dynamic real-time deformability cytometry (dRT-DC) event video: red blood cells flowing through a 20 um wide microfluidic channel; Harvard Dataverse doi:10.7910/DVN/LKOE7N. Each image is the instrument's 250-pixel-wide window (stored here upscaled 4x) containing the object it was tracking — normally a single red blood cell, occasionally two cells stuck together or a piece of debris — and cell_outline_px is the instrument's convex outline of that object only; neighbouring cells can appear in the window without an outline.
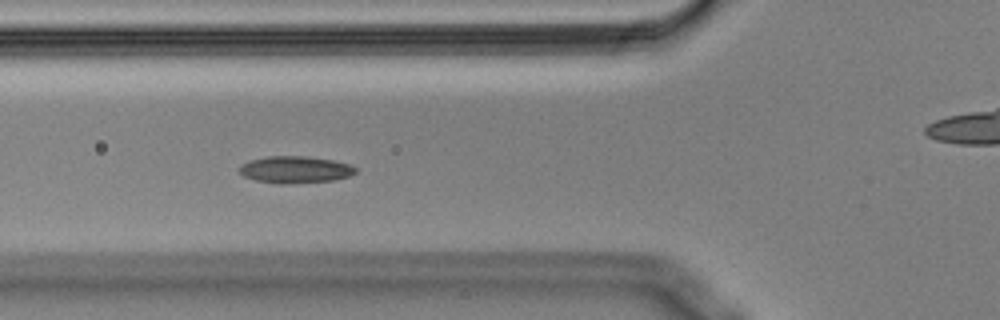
{"species": "Egyptian fruit bat (a non-hibernating species)", "species_latin": "Rousettus aegyptiacus", "temperature_condition": "cold", "stored_images_in_passage": 57, "camera_frame_rate_fps": 3000, "um_per_image_px": 0.085, "animal": {"sex": "male"}, "frame": {"image": 1, "passage_image": 20, "time_ms": 6.333, "image_size_px": [1000, 320], "cell_outline_px": [[356, 172], [348, 176], [332, 180], [280, 184], [256, 180], [244, 176], [240, 172], [240, 164], [248, 160], [268, 156], [304, 156], [332, 160], [348, 164], [356, 168]], "centroid_in_image_um": [25.05, 14.4], "position_along_channel_um": 100.8, "area_um2": 17.98}}
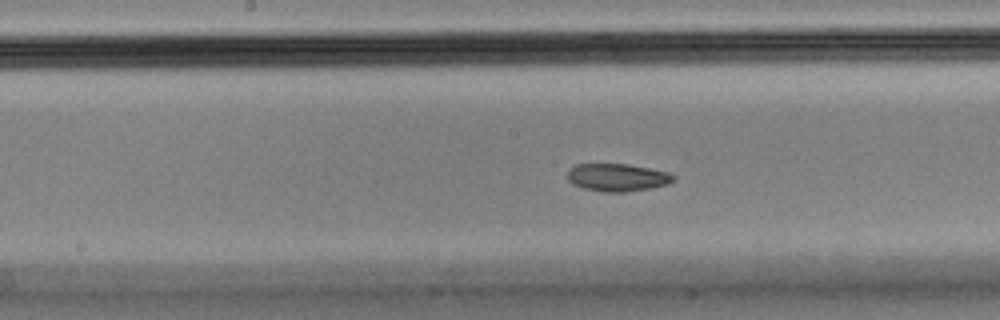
{"frame": {"image": 2, "passage_image": 28, "time_ms": 9.0, "image_size_px": [1000, 320], "cell_outline_px": [[676, 176], [668, 184], [652, 188], [624, 192], [604, 192], [584, 188], [572, 184], [568, 180], [568, 168], [576, 164], [628, 164], [668, 172]], "centroid_in_image_um": [52.45, 15.08], "position_along_channel_um": 195.7, "area_um2": 17.11}}
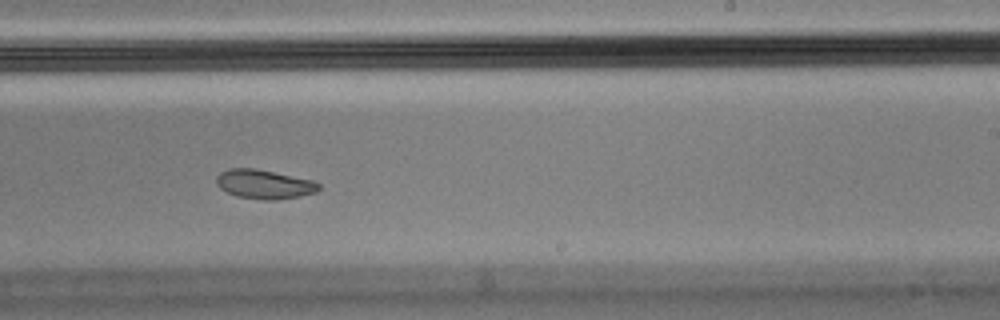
{"frame": {"image": 3, "passage_image": 34, "time_ms": 11.0, "image_size_px": [1000, 320], "cell_outline_px": [[320, 188], [316, 192], [300, 196], [276, 200], [264, 200], [236, 196], [220, 188], [216, 184], [216, 176], [220, 172], [228, 168], [256, 168], [312, 180], [320, 184]], "centroid_in_image_um": [22.44, 15.65], "position_along_channel_um": 266.6, "area_um2": 17.46}, "authors_computed_cell_mechanics": {"area_um2": 17.6868, "velocity_mm_per_s": 3.5552, "shape_relaxation_time_tau1_ms": null, "shape_relaxation_time_tau2_ms": 8.7819, "deformation_change_tau1": null, "deformation_change_tau2": 0.1162}}